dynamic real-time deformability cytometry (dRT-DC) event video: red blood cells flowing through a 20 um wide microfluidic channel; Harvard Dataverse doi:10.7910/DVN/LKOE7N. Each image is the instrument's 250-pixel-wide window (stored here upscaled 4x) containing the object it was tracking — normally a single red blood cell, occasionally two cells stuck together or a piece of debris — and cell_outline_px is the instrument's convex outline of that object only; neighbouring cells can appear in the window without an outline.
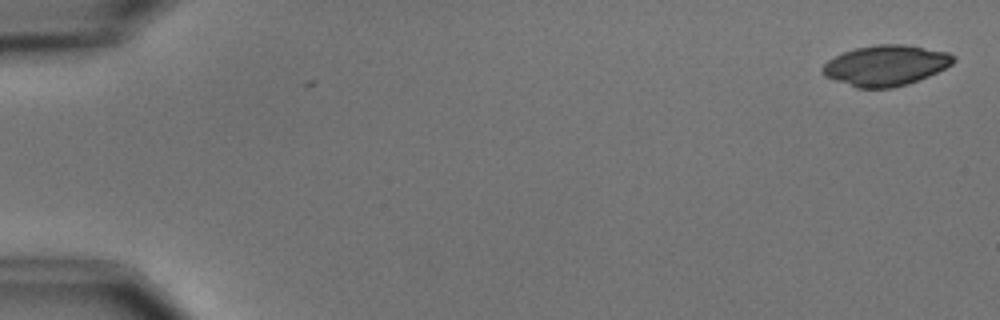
{"species": "common noctule bat (a hibernating species)", "species_latin": "Nyctalus noctula", "temperature_condition": "cold", "stored_images_in_passage": 2, "camera_frame_rate_fps": 3000, "um_per_image_px": 0.085, "animal": {"sex": "male", "body_mass_g": 15.6}, "frame": {"image": 1, "passage_image": 2, "time_ms": 0.333, "image_size_px": [1000, 320], "cell_outline_px": [[956, 60], [952, 64], [928, 76], [908, 84], [892, 88], [856, 88], [824, 76], [820, 72], [820, 68], [828, 60], [844, 52], [856, 48], [876, 44], [900, 44], [948, 52], [956, 56]], "centroid_in_image_um": [75.26, 5.57], "position_along_channel_um": 9.7, "area_um2": 30.87}}